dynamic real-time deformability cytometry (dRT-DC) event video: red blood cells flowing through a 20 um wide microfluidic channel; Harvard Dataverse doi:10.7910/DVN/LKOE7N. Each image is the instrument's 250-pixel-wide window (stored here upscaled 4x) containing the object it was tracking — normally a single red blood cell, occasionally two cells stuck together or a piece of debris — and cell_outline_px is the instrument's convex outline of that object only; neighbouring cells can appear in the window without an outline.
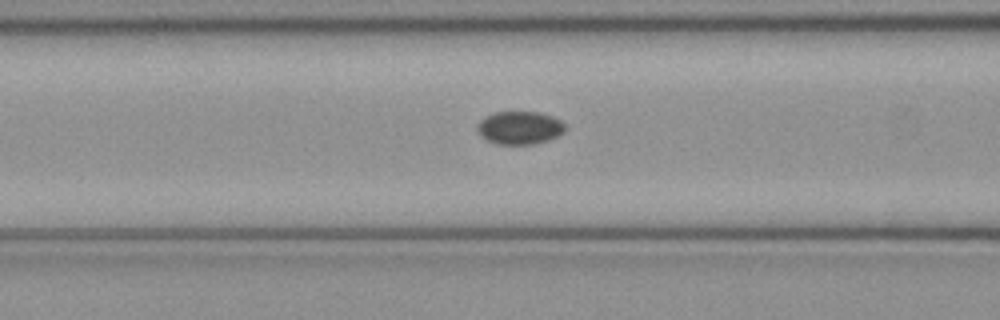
{"species": "common noctule bat (a hibernating species)", "species_latin": "Nyctalus noctula", "temperature_condition": "cold", "stored_images_in_passage": 45, "camera_frame_rate_fps": 3000, "um_per_image_px": 0.085, "animal": {"sex": "female", "body_mass_g": 21.9}, "frame": {"image": 1, "passage_image": 14, "time_ms": 4.333, "image_size_px": [1000, 320], "cell_outline_px": [[564, 132], [548, 140], [532, 144], [496, 144], [480, 136], [476, 128], [476, 124], [484, 116], [496, 112], [540, 112], [552, 116], [560, 120], [564, 124]], "centroid_in_image_um": [44.13, 10.85], "position_along_channel_um": 122.5, "area_um2": 16.94}}
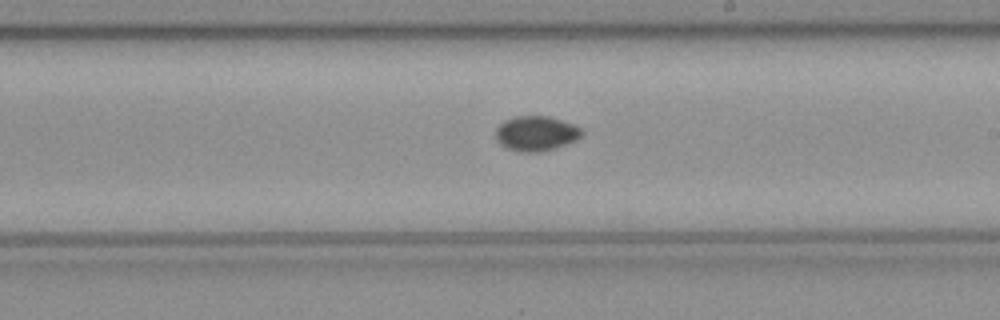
{"frame": {"image": 2, "passage_image": 23, "time_ms": 7.333, "image_size_px": [1000, 320], "cell_outline_px": [[584, 132], [576, 140], [540, 152], [520, 152], [508, 148], [500, 144], [496, 140], [496, 128], [504, 120], [516, 116], [548, 116], [572, 124], [580, 128]], "centroid_in_image_um": [45.53, 11.34], "position_along_channel_um": 243.5, "area_um2": 17.28}}
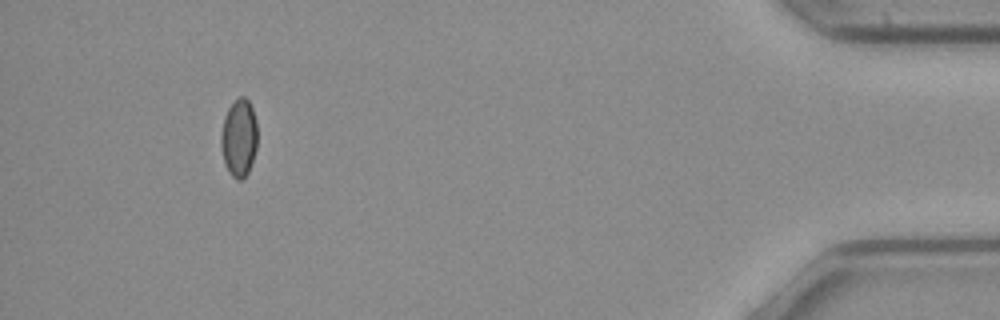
{"frame": {"image": 3, "passage_image": 41, "time_ms": 13.333, "image_size_px": [1000, 320], "cell_outline_px": [[256, 148], [248, 172], [240, 180], [236, 180], [228, 172], [224, 164], [220, 144], [220, 136], [224, 116], [228, 108], [240, 96], [244, 96], [248, 100], [252, 108], [256, 120]], "centroid_in_image_um": [20.28, 11.72], "position_along_channel_um": 414.9, "area_um2": 16.47}}